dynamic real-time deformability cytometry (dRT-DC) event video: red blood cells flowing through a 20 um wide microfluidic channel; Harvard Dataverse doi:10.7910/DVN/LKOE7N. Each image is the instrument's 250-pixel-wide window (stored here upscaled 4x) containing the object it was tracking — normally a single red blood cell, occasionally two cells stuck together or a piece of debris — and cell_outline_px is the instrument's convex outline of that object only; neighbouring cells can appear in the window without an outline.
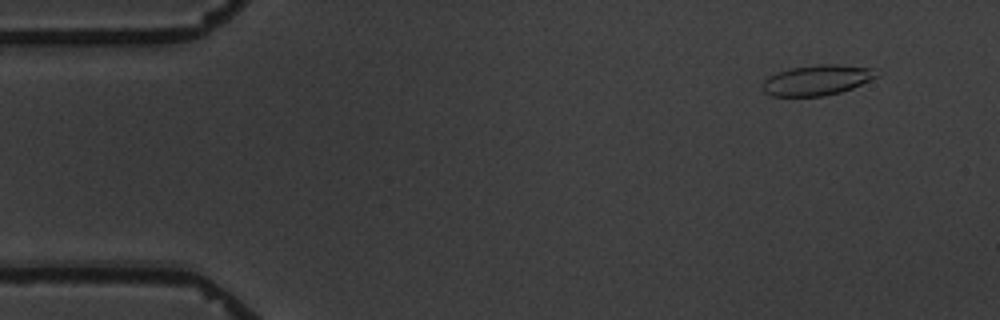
{"species": "common noctule bat (a hibernating species)", "species_latin": "Nyctalus noctula", "temperature_condition": "warm", "stored_images_in_passage": 4, "camera_frame_rate_fps": 3000, "um_per_image_px": 0.085, "animal": {"sex": "male", "body_mass_g": 19.5, "forearm_length_mm": 54.6}, "frame": {"image": 1, "passage_image": 1, "time_ms": 0.0, "image_size_px": [1000, 320], "cell_outline_px": [[880, 76], [852, 88], [840, 92], [824, 96], [772, 96], [764, 92], [764, 80], [768, 76], [776, 72], [788, 68], [816, 64], [840, 64], [876, 68]], "centroid_in_image_um": [69.49, 6.79], "position_along_channel_um": 15.5, "area_um2": 20.46}}
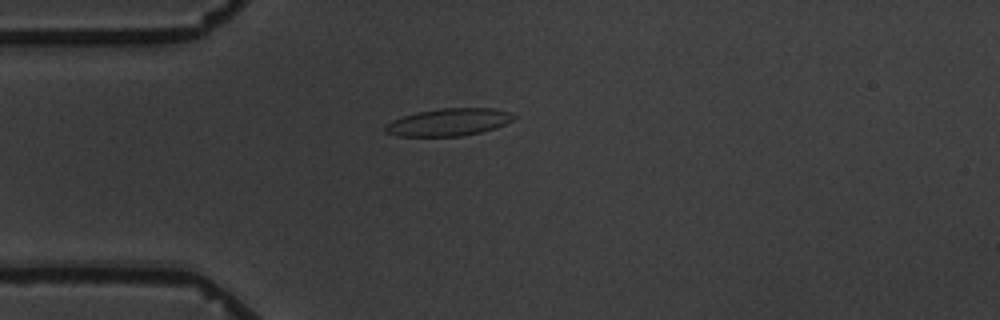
{"frame": {"image": 2, "passage_image": 4, "time_ms": 3.333, "image_size_px": [1000, 320], "cell_outline_px": [[516, 116], [512, 120], [496, 128], [480, 132], [460, 136], [396, 136], [384, 132], [384, 124], [392, 120], [416, 112], [440, 108], [492, 108], [508, 112]], "centroid_in_image_um": [38.08, 10.38], "position_along_channel_um": 46.9, "area_um2": 20.52}}